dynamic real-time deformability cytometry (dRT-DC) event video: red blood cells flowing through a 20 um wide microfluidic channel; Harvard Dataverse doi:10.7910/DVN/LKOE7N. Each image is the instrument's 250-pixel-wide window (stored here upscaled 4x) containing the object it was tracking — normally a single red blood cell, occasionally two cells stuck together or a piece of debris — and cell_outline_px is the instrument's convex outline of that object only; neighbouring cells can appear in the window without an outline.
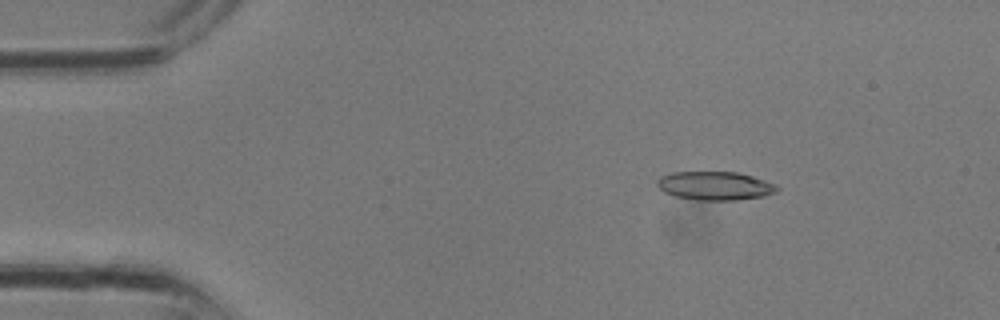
{"species": "common noctule bat (a hibernating species)", "species_latin": "Nyctalus noctula", "temperature_condition": "room temperature", "stored_images_in_passage": 21, "camera_frame_rate_fps": 3000, "um_per_image_px": 0.085, "animal": {"sex": "male", "body_mass_g": 13.3}, "frame": {"image": 1, "passage_image": 5, "time_ms": 1.333, "image_size_px": [1000, 320], "cell_outline_px": [[780, 188], [776, 192], [764, 196], [736, 200], [696, 200], [676, 196], [664, 192], [656, 184], [656, 180], [660, 176], [672, 172], [736, 172], [752, 176], [776, 184]], "centroid_in_image_um": [60.77, 15.79], "position_along_channel_um": 24.2, "area_um2": 20.0}}
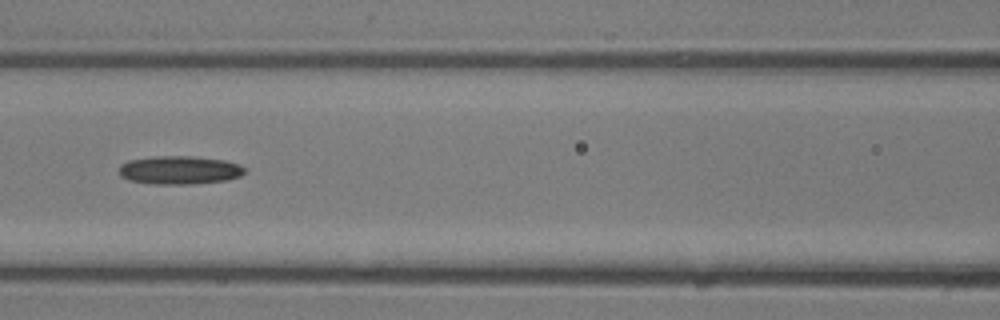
{"frame": {"image": 2, "passage_image": 14, "time_ms": 4.333, "image_size_px": [1000, 320], "cell_outline_px": [[244, 172], [240, 176], [228, 180], [192, 184], [156, 184], [128, 180], [120, 176], [120, 164], [128, 160], [152, 156], [192, 156], [224, 160], [240, 164], [244, 168]], "centroid_in_image_um": [15.25, 14.45], "position_along_channel_um": 151.4, "area_um2": 20.87}}
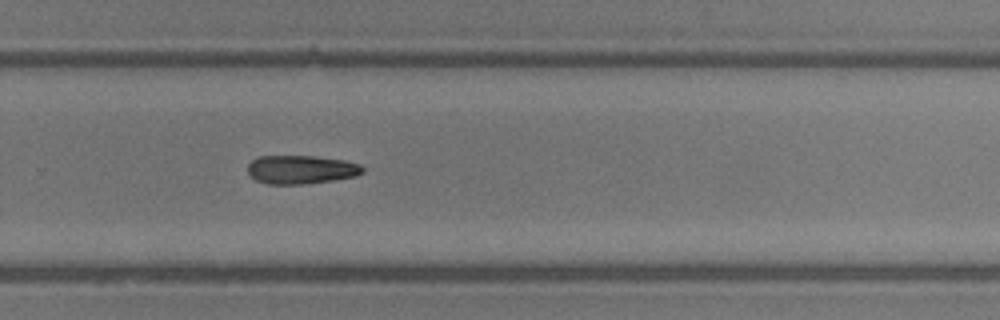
{"frame": {"image": 3, "passage_image": 21, "time_ms": 6.667, "image_size_px": [1000, 320], "cell_outline_px": [[364, 172], [356, 176], [336, 180], [304, 184], [268, 184], [256, 180], [248, 172], [248, 164], [252, 160], [260, 156], [312, 156], [344, 160], [360, 164], [364, 168]], "centroid_in_image_um": [25.62, 14.42], "position_along_channel_um": 304.2, "area_um2": 19.19}}